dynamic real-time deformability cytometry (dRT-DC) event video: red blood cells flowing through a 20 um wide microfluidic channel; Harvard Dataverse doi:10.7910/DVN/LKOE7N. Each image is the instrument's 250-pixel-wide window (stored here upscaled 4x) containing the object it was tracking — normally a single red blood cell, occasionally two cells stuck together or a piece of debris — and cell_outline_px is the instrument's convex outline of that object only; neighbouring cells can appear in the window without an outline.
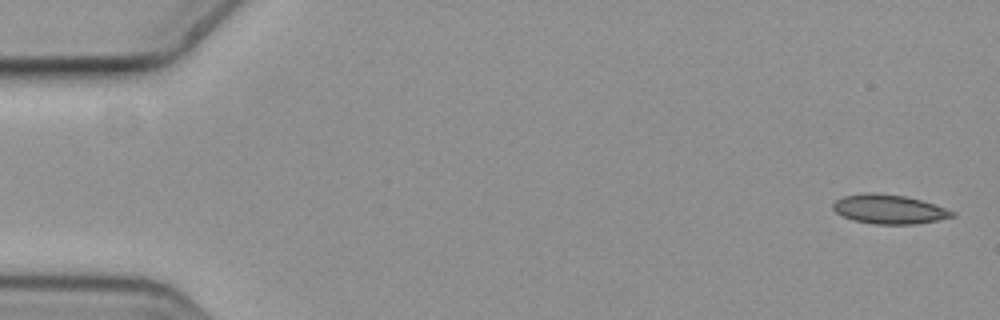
{"species": "common noctule bat (a hibernating species)", "species_latin": "Nyctalus noctula", "temperature_condition": "cold", "stored_images_in_passage": 5, "camera_frame_rate_fps": 3000, "um_per_image_px": 0.085, "animal": {"sex": "female", "body_mass_g": 19.3, "forearm_length_mm": 54.1}, "frame": {"image": 1, "passage_image": 1, "time_ms": 0.0, "image_size_px": [1000, 320], "cell_outline_px": [[956, 216], [916, 224], [876, 224], [852, 220], [836, 212], [832, 208], [832, 204], [836, 200], [844, 196], [904, 196], [920, 200], [956, 212]], "centroid_in_image_um": [75.61, 17.85], "position_along_channel_um": 9.4, "area_um2": 19.13}}
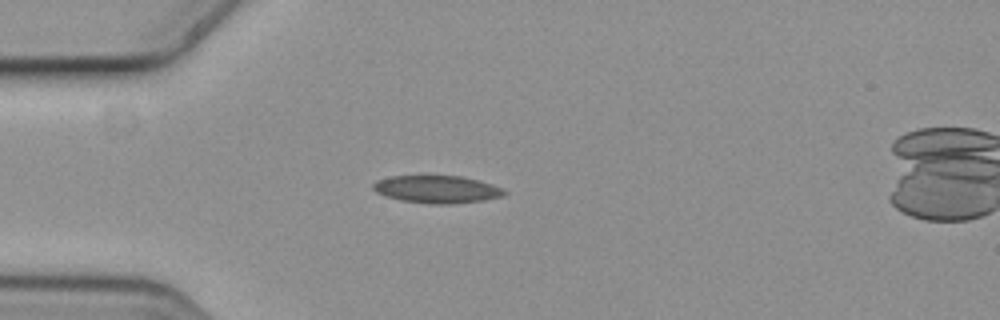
{"frame": {"image": 2, "passage_image": 5, "time_ms": 1.333, "image_size_px": [1000, 320], "cell_outline_px": [[508, 192], [504, 196], [484, 200], [452, 204], [432, 204], [400, 200], [384, 196], [376, 192], [372, 188], [372, 184], [376, 180], [392, 176], [460, 176], [492, 184], [504, 188]], "centroid_in_image_um": [37.14, 16.1], "position_along_channel_um": 47.9, "area_um2": 21.15}}